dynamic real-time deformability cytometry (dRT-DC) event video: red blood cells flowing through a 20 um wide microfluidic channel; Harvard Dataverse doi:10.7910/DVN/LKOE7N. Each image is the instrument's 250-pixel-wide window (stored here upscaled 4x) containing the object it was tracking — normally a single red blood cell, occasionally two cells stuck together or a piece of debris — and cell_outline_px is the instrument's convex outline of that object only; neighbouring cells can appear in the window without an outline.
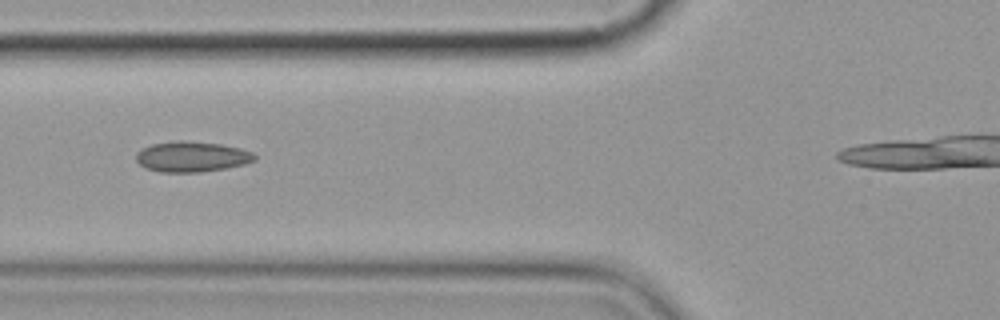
{"species": "common noctule bat (a hibernating species)", "species_latin": "Nyctalus noctula", "temperature_condition": "cold", "stored_images_in_passage": 7, "camera_frame_rate_fps": 3000, "um_per_image_px": 0.085, "animal": {"sex": "female", "body_mass_g": 19.9}, "frame": {"image": 1, "passage_image": 2, "time_ms": 1.333, "image_size_px": [1000, 320], "cell_outline_px": [[256, 160], [244, 164], [224, 168], [200, 172], [160, 172], [144, 168], [136, 160], [136, 152], [152, 144], [176, 140], [184, 140], [220, 144], [240, 148], [252, 152], [256, 156]], "centroid_in_image_um": [16.28, 13.31], "position_along_channel_um": 109.5, "area_um2": 21.04}}
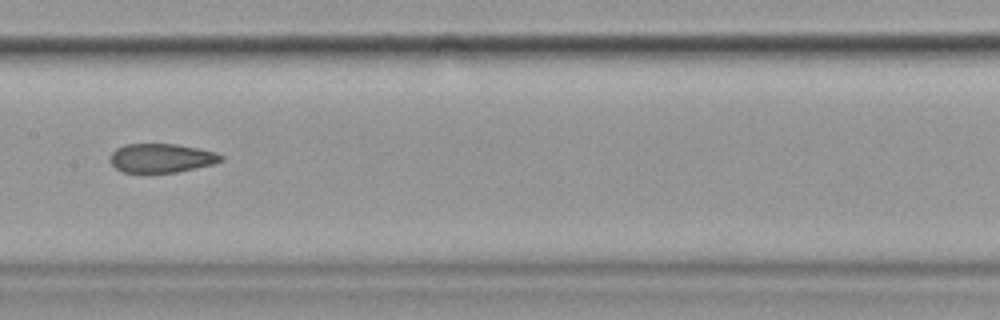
{"frame": {"image": 2, "passage_image": 4, "time_ms": 3.667, "image_size_px": [1000, 320], "cell_outline_px": [[224, 160], [212, 164], [176, 172], [124, 172], [116, 168], [112, 164], [112, 152], [116, 148], [124, 144], [176, 144], [216, 152], [224, 156]], "centroid_in_image_um": [13.74, 13.42], "position_along_channel_um": 193.7, "area_um2": 18.44}}
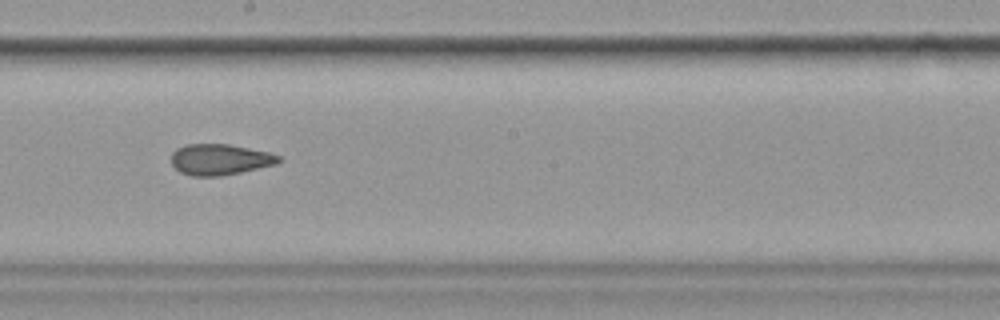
{"frame": {"image": 3, "passage_image": 5, "time_ms": 4.667, "image_size_px": [1000, 320], "cell_outline_px": [[284, 160], [276, 164], [240, 172], [220, 176], [192, 176], [180, 172], [172, 164], [172, 152], [176, 148], [188, 144], [228, 144], [268, 152], [280, 156]], "centroid_in_image_um": [18.69, 13.55], "position_along_channel_um": 229.5, "area_um2": 19.31}}